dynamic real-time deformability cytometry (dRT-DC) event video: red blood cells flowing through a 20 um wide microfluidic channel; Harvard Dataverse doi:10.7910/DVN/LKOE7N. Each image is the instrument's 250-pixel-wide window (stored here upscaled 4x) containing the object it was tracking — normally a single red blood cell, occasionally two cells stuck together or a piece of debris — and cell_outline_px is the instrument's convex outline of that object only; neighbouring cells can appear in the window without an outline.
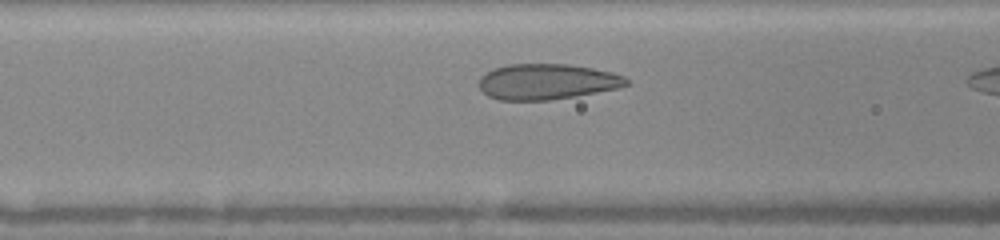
{"species": "human", "species_latin": "Homo sapiens", "temperature_condition": "warm", "stored_images_in_passage": 12, "camera_frame_rate_fps": 3000, "um_per_image_px": 0.085, "donor": {"sex": "female"}, "frame": {"image": 1, "passage_image": 11, "time_ms": 2.0, "image_size_px": [1000, 240], "cell_outline_px": [[628, 84], [616, 88], [576, 96], [548, 100], [500, 100], [488, 96], [480, 88], [480, 76], [492, 68], [508, 64], [568, 64], [592, 68], [612, 72], [624, 76], [628, 80]], "centroid_in_image_um": [46.46, 6.93], "position_along_channel_um": 120.1, "area_um2": 30.52}}